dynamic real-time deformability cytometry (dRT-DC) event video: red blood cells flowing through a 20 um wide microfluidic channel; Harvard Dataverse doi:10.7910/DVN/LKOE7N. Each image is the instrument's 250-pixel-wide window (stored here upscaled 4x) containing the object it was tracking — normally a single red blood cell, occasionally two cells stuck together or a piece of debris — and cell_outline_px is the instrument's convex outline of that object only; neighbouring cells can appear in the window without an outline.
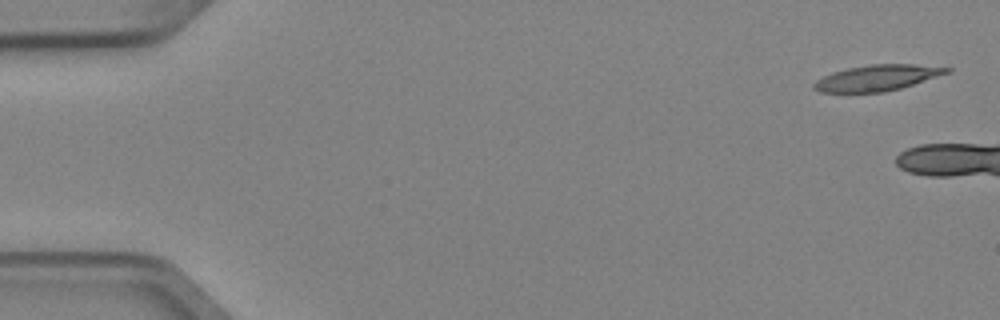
{"species": "Egyptian fruit bat (a non-hibernating species)", "species_latin": "Rousettus aegyptiacus", "temperature_condition": "cold", "stored_images_in_passage": 4, "camera_frame_rate_fps": 3000, "um_per_image_px": 0.085, "animal": {"sex": "female"}, "frame": {"image": 1, "passage_image": 1, "time_ms": 0.0, "image_size_px": [1000, 320], "cell_outline_px": [[952, 68], [948, 72], [900, 88], [884, 92], [820, 92], [812, 88], [812, 84], [816, 80], [832, 72], [848, 68], [872, 64], [916, 64]], "centroid_in_image_um": [74.5, 6.61], "position_along_channel_um": 10.5, "area_um2": 19.71}}